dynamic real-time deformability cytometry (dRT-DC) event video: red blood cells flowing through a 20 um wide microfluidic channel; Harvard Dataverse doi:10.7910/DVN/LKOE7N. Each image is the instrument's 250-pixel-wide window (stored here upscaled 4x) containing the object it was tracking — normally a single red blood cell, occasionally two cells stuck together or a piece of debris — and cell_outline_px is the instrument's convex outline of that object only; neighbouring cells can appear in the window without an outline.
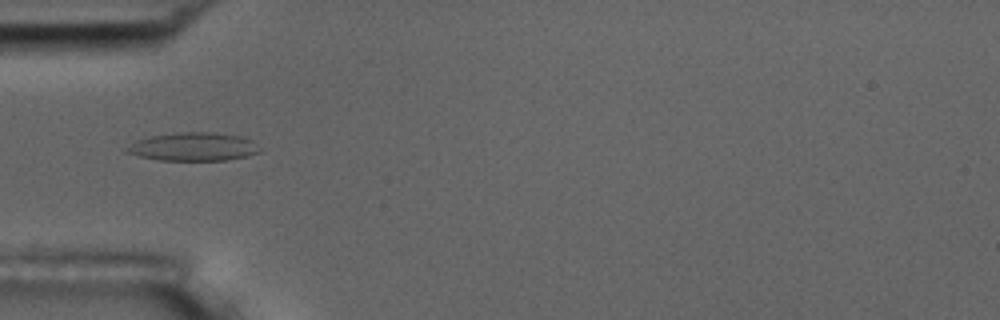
{"species": "common noctule bat (a hibernating species)", "species_latin": "Nyctalus noctula", "temperature_condition": "room temperature", "stored_images_in_passage": 7, "camera_frame_rate_fps": 3000, "um_per_image_px": 0.085, "animal": {"sex": "male", "body_mass_g": 17.5, "forearm_length_mm": 52.3}, "frame": {"image": 1, "passage_image": 5, "time_ms": 4.667, "image_size_px": [1000, 320], "cell_outline_px": [[264, 148], [260, 152], [248, 156], [224, 160], [160, 160], [140, 156], [124, 152], [124, 148], [136, 140], [152, 136], [176, 132], [212, 132], [240, 136], [252, 140]], "centroid_in_image_um": [16.47, 12.47], "position_along_channel_um": 68.5, "area_um2": 22.14}}